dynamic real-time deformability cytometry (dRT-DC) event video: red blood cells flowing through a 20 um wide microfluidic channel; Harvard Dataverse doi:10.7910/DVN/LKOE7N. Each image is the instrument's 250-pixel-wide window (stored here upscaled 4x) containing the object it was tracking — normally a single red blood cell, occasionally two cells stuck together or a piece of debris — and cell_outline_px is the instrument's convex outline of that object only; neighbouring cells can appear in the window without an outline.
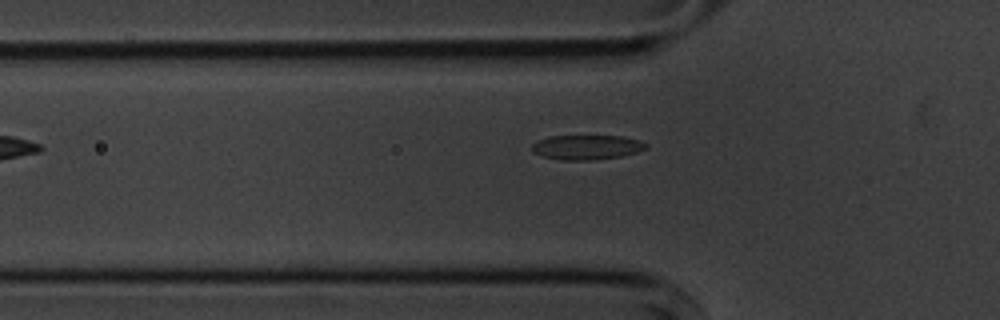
{"species": "common noctule bat (a hibernating species)", "species_latin": "Nyctalus noctula", "temperature_condition": "cold", "stored_images_in_passage": 5, "camera_frame_rate_fps": 3000, "um_per_image_px": 0.085, "animal": {"sex": "male", "body_mass_g": 20.1, "forearm_length_mm": 53.5}, "frame": {"image": 1, "passage_image": 5, "time_ms": 4.667, "image_size_px": [1000, 320], "cell_outline_px": [[648, 148], [636, 152], [620, 156], [592, 160], [564, 160], [544, 156], [532, 152], [532, 144], [536, 140], [548, 136], [624, 136], [640, 140], [648, 144]], "centroid_in_image_um": [49.88, 12.5], "position_along_channel_um": 75.9, "area_um2": 16.42}}